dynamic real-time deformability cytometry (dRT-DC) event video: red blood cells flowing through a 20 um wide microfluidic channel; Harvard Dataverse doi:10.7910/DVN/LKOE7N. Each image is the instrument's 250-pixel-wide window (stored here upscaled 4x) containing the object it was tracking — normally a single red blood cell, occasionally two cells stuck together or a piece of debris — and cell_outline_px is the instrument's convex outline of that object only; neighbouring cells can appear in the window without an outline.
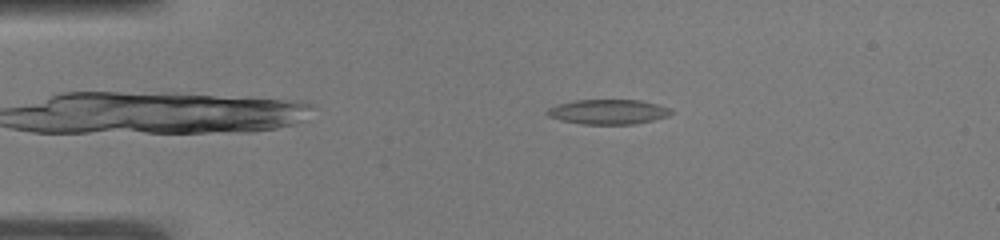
{"species": "common noctule bat (a hibernating species)", "species_latin": "Nyctalus noctula", "temperature_condition": "warm", "stored_images_in_passage": 50, "camera_frame_rate_fps": 3000, "um_per_image_px": 0.085, "animal": {"sex": "male", "body_mass_g": 19.0, "forearm_length_mm": 50.8}, "frame": {"image": 1, "passage_image": 8, "time_ms": 2.333, "image_size_px": [1000, 240], "cell_outline_px": [[676, 112], [668, 116], [636, 124], [580, 124], [560, 120], [548, 116], [544, 112], [548, 108], [556, 104], [576, 100], [640, 100], [672, 108]], "centroid_in_image_um": [51.7, 9.5], "position_along_channel_um": 33.3, "area_um2": 18.15}}
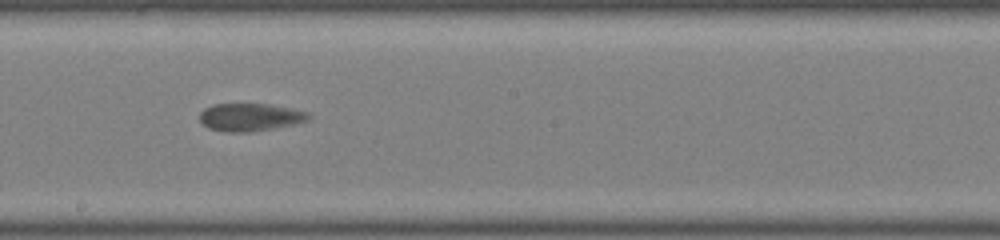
{"frame": {"image": 2, "passage_image": 27, "time_ms": 8.667, "image_size_px": [1000, 240], "cell_outline_px": [[312, 116], [308, 120], [276, 128], [252, 132], [224, 132], [208, 128], [200, 124], [200, 112], [204, 108], [212, 104], [268, 104], [292, 108], [308, 112]], "centroid_in_image_um": [21.23, 9.96], "position_along_channel_um": 227.0, "area_um2": 17.86}}
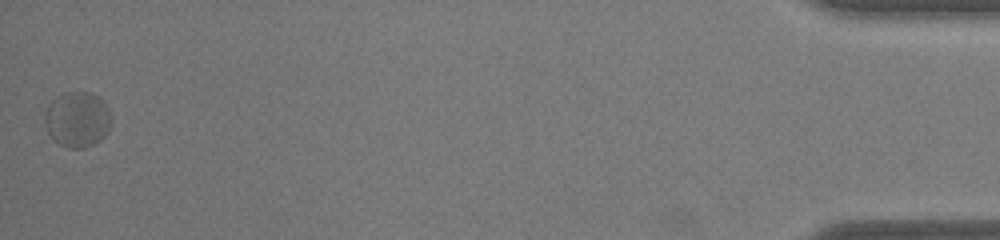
{"frame": {"image": 3, "passage_image": 50, "time_ms": 16.333, "image_size_px": [1000, 240], "cell_outline_px": [[112, 124], [108, 132], [100, 140], [84, 148], [68, 148], [60, 144], [48, 132], [44, 124], [44, 112], [48, 104], [56, 96], [64, 92], [92, 92], [100, 96], [108, 104], [112, 112]], "centroid_in_image_um": [6.62, 10.11], "position_along_channel_um": 428.6, "area_um2": 22.14}, "authors_computed_cell_mechanics": {"area_um2": 18.2359, "velocity_mm_per_s": 3.8014, "shape_relaxation_time_tau1_ms": 8.1123, "shape_relaxation_time_tau2_ms": null, "deformation_change_tau1": 0.1765, "deformation_change_tau2": null}}